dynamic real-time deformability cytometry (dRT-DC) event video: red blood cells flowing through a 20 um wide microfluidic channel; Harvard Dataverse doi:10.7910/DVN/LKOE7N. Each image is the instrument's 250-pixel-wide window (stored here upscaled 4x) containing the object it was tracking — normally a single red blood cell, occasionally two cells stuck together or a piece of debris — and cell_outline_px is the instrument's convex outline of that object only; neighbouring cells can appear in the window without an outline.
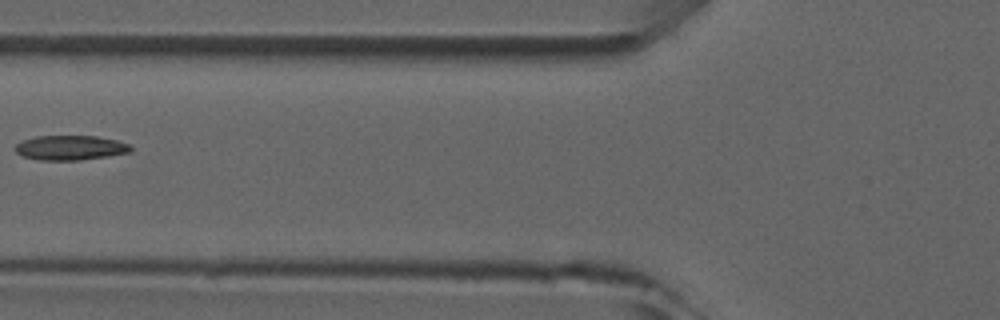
{"species": "common noctule bat (a hibernating species)", "species_latin": "Nyctalus noctula", "temperature_condition": "room temperature", "stored_images_in_passage": 4, "camera_frame_rate_fps": 3000, "um_per_image_px": 0.085, "animal": {"sex": "male", "forearm_length_mm": 52.5}, "frame": {"image": 1, "passage_image": 4, "time_ms": 3.667, "image_size_px": [1000, 320], "cell_outline_px": [[132, 152], [108, 156], [80, 160], [40, 160], [24, 156], [16, 152], [12, 148], [16, 144], [24, 140], [36, 136], [96, 136], [116, 140], [128, 144], [132, 148]], "centroid_in_image_um": [5.97, 12.56], "position_along_channel_um": 119.8, "area_um2": 16.59}}